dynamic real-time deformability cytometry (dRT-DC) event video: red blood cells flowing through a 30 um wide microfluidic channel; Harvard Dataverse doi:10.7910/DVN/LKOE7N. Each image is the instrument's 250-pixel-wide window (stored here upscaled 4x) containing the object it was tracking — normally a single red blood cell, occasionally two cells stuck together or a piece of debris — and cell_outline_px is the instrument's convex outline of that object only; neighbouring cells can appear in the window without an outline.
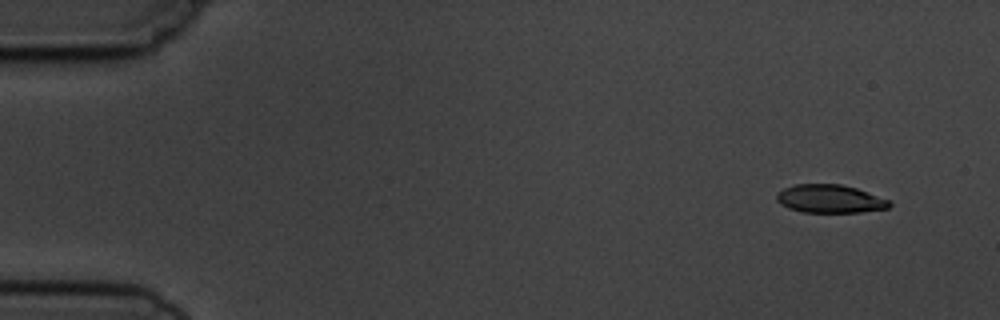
{"species": "common noctule bat (a hibernating species)", "species_latin": "Nyctalus noctula", "temperature_condition": "cold", "stored_images_in_passage": 6, "camera_frame_rate_fps": 3000, "um_per_image_px": 0.085, "animal": {"sex": "male", "body_mass_g": 19.5, "forearm_length_mm": 54.6}, "frame": {"image": 1, "passage_image": 1, "time_ms": 0.0, "image_size_px": [1000, 320], "cell_outline_px": [[892, 204], [888, 208], [860, 212], [804, 212], [788, 208], [780, 204], [776, 200], [776, 196], [784, 188], [796, 184], [840, 184], [856, 188], [888, 200]], "centroid_in_image_um": [70.52, 16.9], "position_along_channel_um": 14.5, "area_um2": 18.32}}
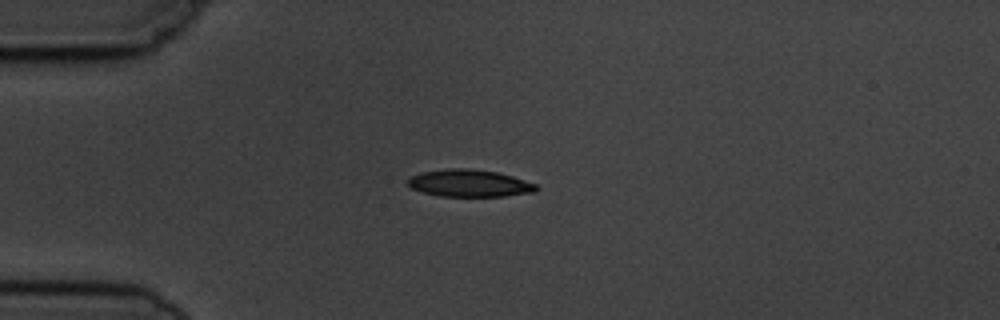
{"frame": {"image": 2, "passage_image": 4, "time_ms": 3.333, "image_size_px": [1000, 320], "cell_outline_px": [[540, 188], [536, 192], [504, 196], [440, 196], [424, 192], [412, 188], [408, 184], [408, 176], [424, 172], [448, 168], [468, 168], [496, 172], [512, 176], [536, 184]], "centroid_in_image_um": [39.92, 15.57], "position_along_channel_um": 45.1, "area_um2": 20.29}}
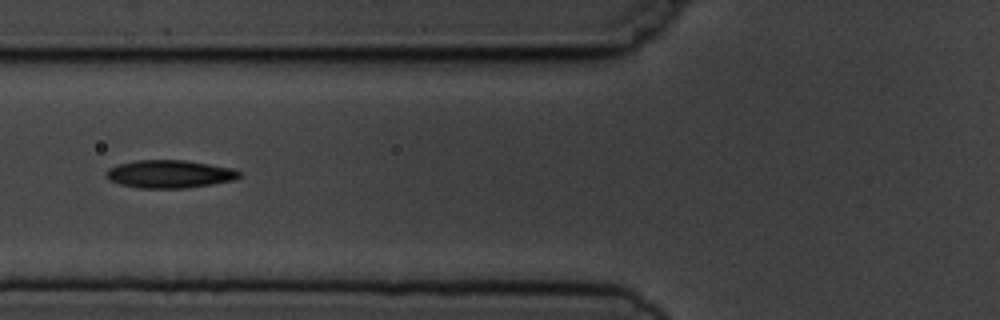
{"frame": {"image": 3, "passage_image": 6, "time_ms": 5.667, "image_size_px": [1000, 320], "cell_outline_px": [[240, 176], [232, 180], [212, 184], [188, 188], [140, 188], [120, 184], [108, 180], [108, 168], [116, 164], [136, 160], [184, 160], [232, 168], [240, 172]], "centroid_in_image_um": [14.39, 14.79], "position_along_channel_um": 111.4, "area_um2": 21.5}}